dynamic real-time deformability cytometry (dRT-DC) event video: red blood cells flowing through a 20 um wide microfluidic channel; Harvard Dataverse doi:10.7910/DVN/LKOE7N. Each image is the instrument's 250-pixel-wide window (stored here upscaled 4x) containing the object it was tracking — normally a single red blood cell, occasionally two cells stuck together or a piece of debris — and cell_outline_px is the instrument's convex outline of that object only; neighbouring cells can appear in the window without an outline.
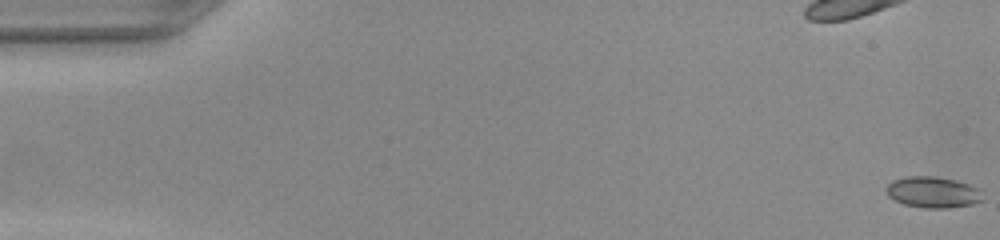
{"species": "common noctule bat (a hibernating species)", "species_latin": "Nyctalus noctula", "temperature_condition": "warm", "stored_images_in_passage": 50, "camera_frame_rate_fps": 3000, "um_per_image_px": 0.085, "animal": {"sex": "female", "body_mass_g": 22.0, "forearm_length_mm": 56.7}, "frame": {"image": 1, "passage_image": 1, "time_ms": 0.0, "image_size_px": [1000, 240], "cell_outline_px": [[984, 200], [972, 204], [944, 208], [924, 208], [904, 204], [888, 196], [884, 188], [892, 180], [904, 176], [932, 176], [956, 180], [968, 184], [976, 188]], "centroid_in_image_um": [79.24, 16.33], "position_along_channel_um": 5.8, "area_um2": 17.4}}
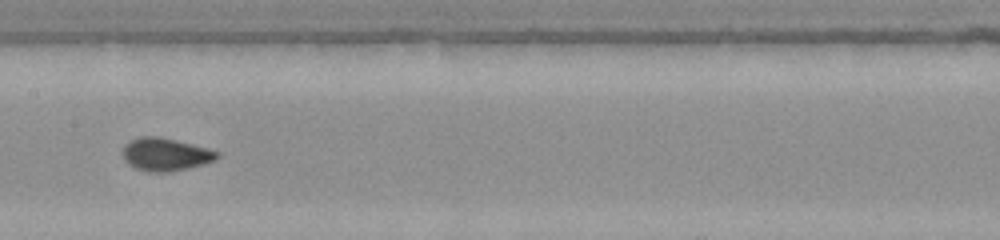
{"frame": {"image": 2, "passage_image": 26, "time_ms": 8.333, "image_size_px": [1000, 240], "cell_outline_px": [[220, 156], [216, 160], [204, 164], [188, 168], [168, 172], [148, 172], [136, 168], [128, 164], [124, 160], [124, 144], [140, 136], [156, 136], [176, 140], [208, 148], [220, 152]], "centroid_in_image_um": [14.09, 13.13], "position_along_channel_um": 193.3, "area_um2": 18.09}}
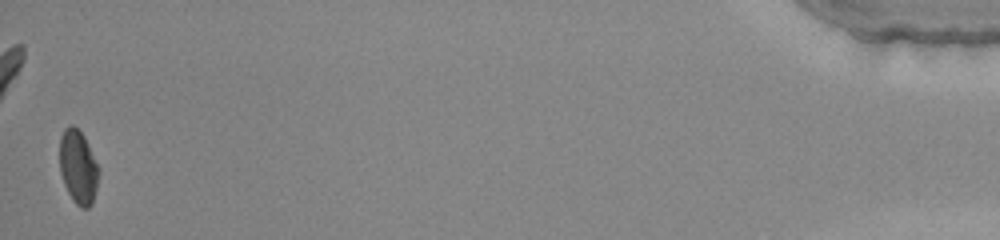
{"frame": {"image": 3, "passage_image": 50, "time_ms": 16.333, "image_size_px": [1000, 240], "cell_outline_px": [[100, 172], [92, 204], [88, 208], [80, 208], [72, 200], [64, 184], [60, 172], [60, 136], [64, 128], [68, 124], [72, 124], [84, 136], [100, 168]], "centroid_in_image_um": [6.65, 14.19], "position_along_channel_um": 428.6, "area_um2": 16.99}}